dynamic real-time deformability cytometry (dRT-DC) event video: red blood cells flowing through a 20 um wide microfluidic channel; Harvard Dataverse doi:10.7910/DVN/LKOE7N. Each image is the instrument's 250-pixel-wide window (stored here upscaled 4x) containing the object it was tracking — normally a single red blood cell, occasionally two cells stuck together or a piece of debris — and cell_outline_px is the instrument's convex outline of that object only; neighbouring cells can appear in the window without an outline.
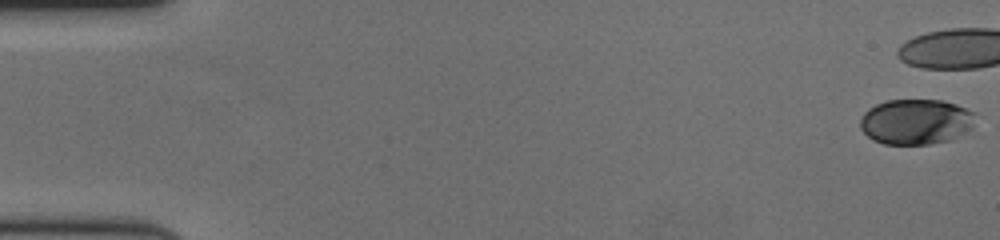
{"species": "human", "species_latin": "Homo sapiens", "temperature_condition": "cold", "stored_images_in_passage": 11, "camera_frame_rate_fps": 3000, "um_per_image_px": 0.085, "donor": {"sex": "female"}, "frame": {"image": 1, "passage_image": 1, "time_ms": 0.0, "image_size_px": [1000, 240], "cell_outline_px": [[976, 112], [972, 136], [952, 140], [928, 144], [884, 144], [872, 140], [860, 128], [860, 120], [864, 112], [868, 108], [876, 104], [888, 100], [944, 100], [956, 104]], "centroid_in_image_um": [77.96, 10.36], "position_along_channel_um": 7.0, "area_um2": 31.44}}